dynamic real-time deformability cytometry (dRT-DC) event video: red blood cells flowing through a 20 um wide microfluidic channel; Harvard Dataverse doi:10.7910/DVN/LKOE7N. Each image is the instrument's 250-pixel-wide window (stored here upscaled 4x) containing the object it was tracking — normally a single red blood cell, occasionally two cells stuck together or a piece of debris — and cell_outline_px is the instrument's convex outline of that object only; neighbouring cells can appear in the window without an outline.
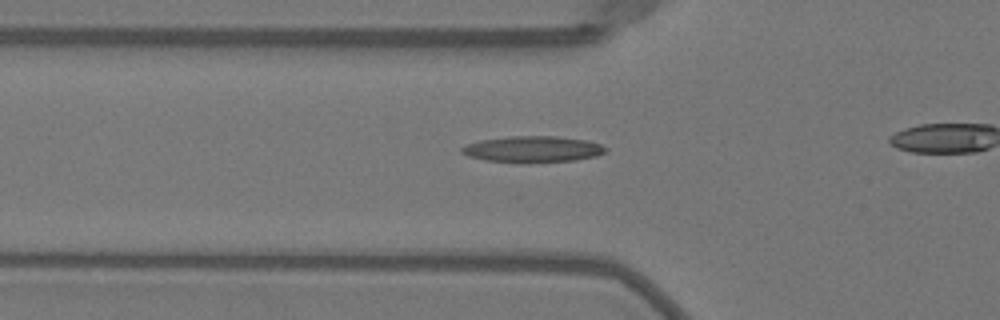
{"species": "Egyptian fruit bat (a non-hibernating species)", "species_latin": "Rousettus aegyptiacus", "temperature_condition": "warm", "stored_images_in_passage": 9, "camera_frame_rate_fps": 3000, "um_per_image_px": 0.085, "animal": {"sex": "female"}, "frame": {"image": 1, "passage_image": 4, "time_ms": 1.0, "image_size_px": [1000, 320], "cell_outline_px": [[608, 148], [604, 152], [596, 156], [572, 160], [484, 160], [468, 156], [460, 152], [460, 148], [468, 144], [480, 140], [508, 136], [556, 136], [584, 140], [600, 144]], "centroid_in_image_um": [45.26, 12.63], "position_along_channel_um": 80.5, "area_um2": 20.92}}
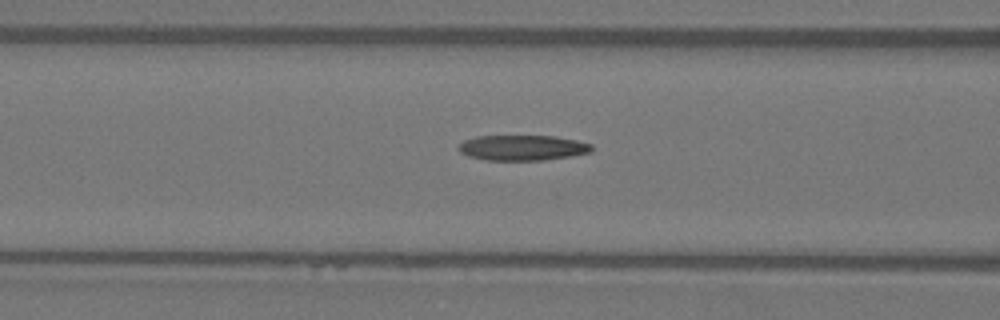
{"frame": {"image": 2, "passage_image": 7, "time_ms": 2.0, "image_size_px": [1000, 320], "cell_outline_px": [[592, 152], [572, 156], [544, 160], [484, 160], [468, 156], [460, 152], [456, 148], [464, 140], [476, 136], [552, 136], [576, 140], [592, 144]], "centroid_in_image_um": [44.4, 12.56], "position_along_channel_um": 122.2, "area_um2": 19.77}}